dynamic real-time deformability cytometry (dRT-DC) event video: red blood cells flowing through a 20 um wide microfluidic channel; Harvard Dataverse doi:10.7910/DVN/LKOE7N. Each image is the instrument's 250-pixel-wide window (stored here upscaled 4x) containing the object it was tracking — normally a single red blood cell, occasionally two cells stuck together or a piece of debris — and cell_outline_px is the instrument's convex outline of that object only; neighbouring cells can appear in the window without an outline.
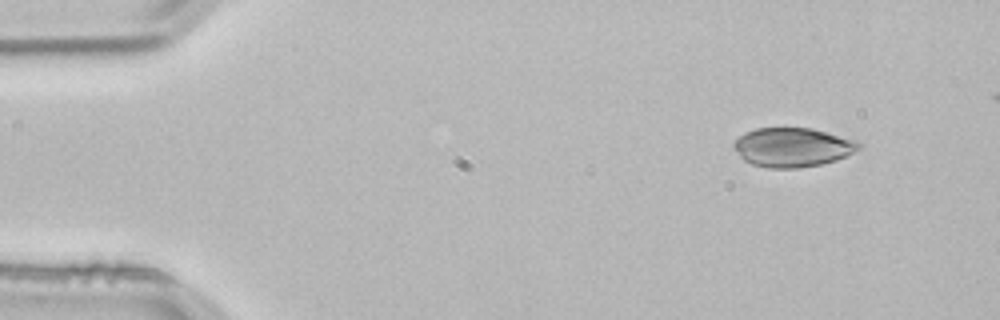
{"species": "common noctule bat (a hibernating species)", "species_latin": "Nyctalus noctula", "temperature_condition": "room temperature", "stored_images_in_passage": 2, "camera_frame_rate_fps": 3000, "um_per_image_px": 0.085, "animal": {"sex": "male", "body_mass_g": 21.5, "forearm_length_mm": 52.0}, "frame": {"image": 1, "passage_image": 1, "time_ms": 0.0, "image_size_px": [1000, 320], "cell_outline_px": [[860, 148], [836, 160], [820, 164], [800, 168], [768, 168], [752, 164], [744, 160], [740, 156], [732, 144], [740, 136], [756, 128], [812, 128], [856, 140], [860, 144]], "centroid_in_image_um": [67.36, 12.52], "position_along_channel_um": 17.6, "area_um2": 28.21}}